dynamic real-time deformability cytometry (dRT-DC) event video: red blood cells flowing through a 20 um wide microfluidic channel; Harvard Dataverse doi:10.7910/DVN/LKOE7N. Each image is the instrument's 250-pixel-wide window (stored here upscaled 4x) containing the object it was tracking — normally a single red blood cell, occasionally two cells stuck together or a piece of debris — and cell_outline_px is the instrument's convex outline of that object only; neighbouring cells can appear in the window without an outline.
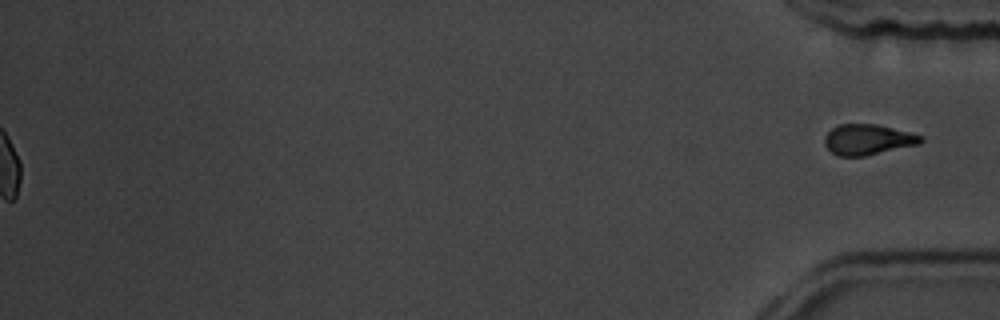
{"species": "common noctule bat (a hibernating species)", "species_latin": "Nyctalus noctula", "temperature_condition": "room temperature", "stored_images_in_passage": 57, "segment_of_instrument_passage": [2, 2], "camera_frame_rate_fps": 3000, "um_per_image_px": 0.085, "animal": {"sex": "male", "body_mass_g": 19.5, "forearm_length_mm": 54.6}, "frame": {"image": 1, "passage_image": 57, "time_ms": 18.667, "image_size_px": [1000, 320], "cell_outline_px": [[924, 140], [920, 144], [864, 156], [840, 156], [832, 152], [824, 144], [824, 136], [832, 128], [840, 124], [876, 124], [908, 132], [920, 136]], "centroid_in_image_um": [73.74, 11.86], "position_along_channel_um": 361.5, "area_um2": 16.94}}